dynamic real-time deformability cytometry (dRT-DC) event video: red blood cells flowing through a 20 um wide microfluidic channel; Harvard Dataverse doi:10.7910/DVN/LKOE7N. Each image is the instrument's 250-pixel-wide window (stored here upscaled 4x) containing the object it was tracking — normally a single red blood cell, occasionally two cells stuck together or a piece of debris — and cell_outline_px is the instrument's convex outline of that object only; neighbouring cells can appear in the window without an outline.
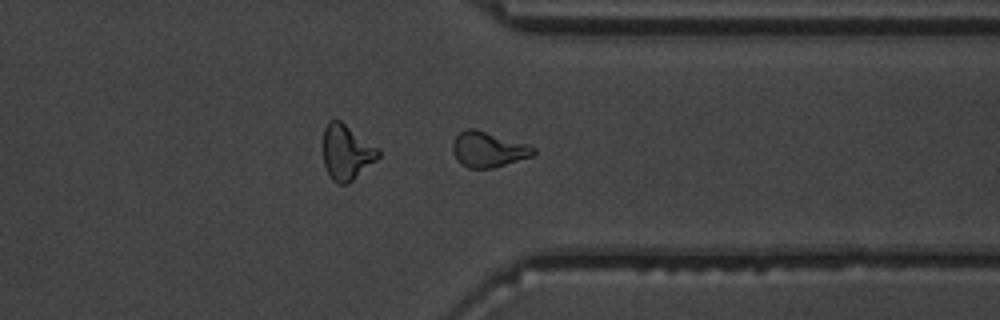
{"species": "common noctule bat (a hibernating species)", "species_latin": "Nyctalus noctula", "temperature_condition": "warm", "stored_images_in_passage": 38, "camera_frame_rate_fps": 3000, "um_per_image_px": 0.085, "animal": {"sex": "male", "body_mass_g": 19.5, "forearm_length_mm": 54.6}, "frame": {"image": 1, "passage_image": 27, "time_ms": 8.667, "image_size_px": [1000, 320], "cell_outline_px": [[536, 152], [532, 156], [492, 168], [468, 168], [460, 164], [452, 152], [452, 144], [456, 136], [460, 132], [468, 128], [476, 128], [528, 144], [536, 148]], "centroid_in_image_um": [41.49, 12.69], "position_along_channel_um": 369.9, "area_um2": 16.76}}
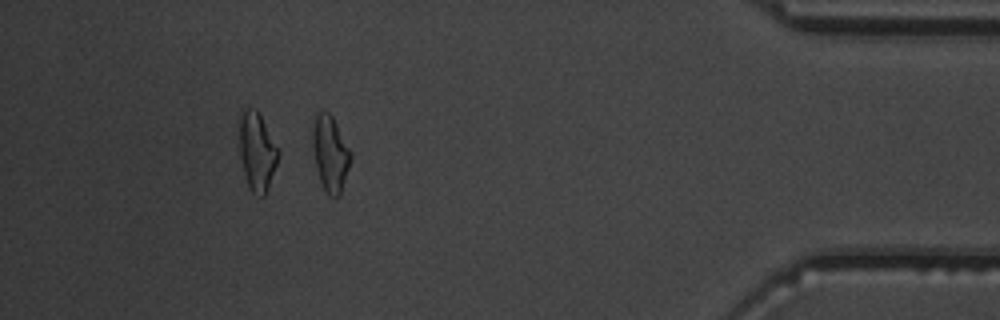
{"frame": {"image": 2, "passage_image": 33, "time_ms": 10.667, "image_size_px": [1000, 320], "cell_outline_px": [[352, 156], [340, 196], [336, 200], [328, 196], [320, 180], [316, 168], [312, 144], [312, 128], [316, 112], [328, 112], [332, 116], [352, 152]], "centroid_in_image_um": [28.08, 13.08], "position_along_channel_um": 407.1, "area_um2": 16.99}, "authors_computed_cell_mechanics": {"area_um2": 16.3574, "velocity_mm_per_s": 4.0205, "shape_relaxation_time_tau1_ms": 6.1445, "shape_relaxation_time_tau2_ms": 2.2567, "deformation_change_tau1": 0.2137, "deformation_change_tau2": 0.0867}}